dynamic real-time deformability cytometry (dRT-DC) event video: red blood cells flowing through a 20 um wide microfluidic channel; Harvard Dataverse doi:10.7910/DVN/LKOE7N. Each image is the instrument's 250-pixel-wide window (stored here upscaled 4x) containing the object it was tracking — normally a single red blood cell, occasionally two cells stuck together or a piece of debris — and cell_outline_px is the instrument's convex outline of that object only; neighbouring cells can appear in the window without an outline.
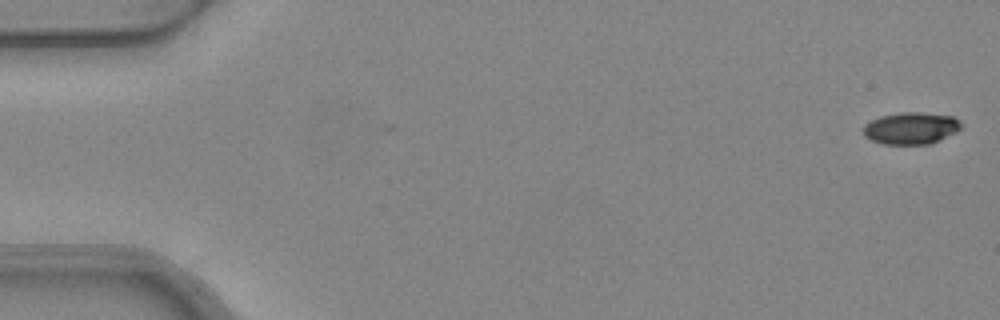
{"species": "common noctule bat (a hibernating species)", "species_latin": "Nyctalus noctula", "temperature_condition": "warm", "stored_images_in_passage": 4, "camera_frame_rate_fps": 3000, "um_per_image_px": 0.085, "animal": {"sex": "female", "body_mass_g": 24.6, "forearm_length_mm": 56.2}, "frame": {"image": 1, "passage_image": 1, "time_ms": 0.0, "image_size_px": [1000, 320], "cell_outline_px": [[960, 128], [956, 132], [932, 144], [884, 144], [872, 140], [864, 136], [864, 124], [880, 116], [900, 112], [920, 112], [952, 116], [960, 120]], "centroid_in_image_um": [77.44, 10.89], "position_along_channel_um": 7.6, "area_um2": 18.21}}